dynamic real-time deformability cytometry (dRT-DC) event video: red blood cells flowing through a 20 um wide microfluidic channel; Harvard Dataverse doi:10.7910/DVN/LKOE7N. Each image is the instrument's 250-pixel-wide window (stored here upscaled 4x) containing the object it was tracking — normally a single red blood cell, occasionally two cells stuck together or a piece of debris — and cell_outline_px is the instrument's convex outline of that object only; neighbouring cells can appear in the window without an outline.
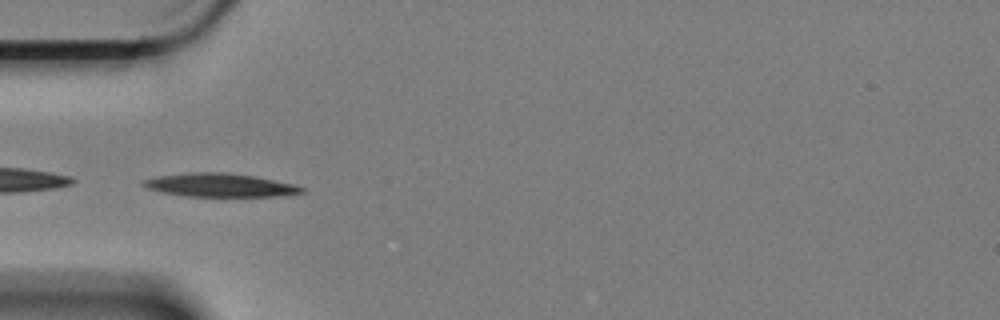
{"species": "Egyptian fruit bat (a non-hibernating species)", "species_latin": "Rousettus aegyptiacus", "temperature_condition": "cold", "stored_images_in_passage": 42, "camera_frame_rate_fps": 3000, "um_per_image_px": 0.085, "animal": {"sex": "female"}, "frame": {"image": 1, "passage_image": 1, "time_ms": 0.0, "image_size_px": [1000, 320], "cell_outline_px": [[304, 192], [288, 196], [184, 196], [160, 192], [148, 188], [140, 184], [144, 180], [156, 176], [192, 172], [224, 172], [252, 176], [296, 184], [304, 188]], "centroid_in_image_um": [18.7, 15.74], "position_along_channel_um": 66.3, "area_um2": 21.68}}
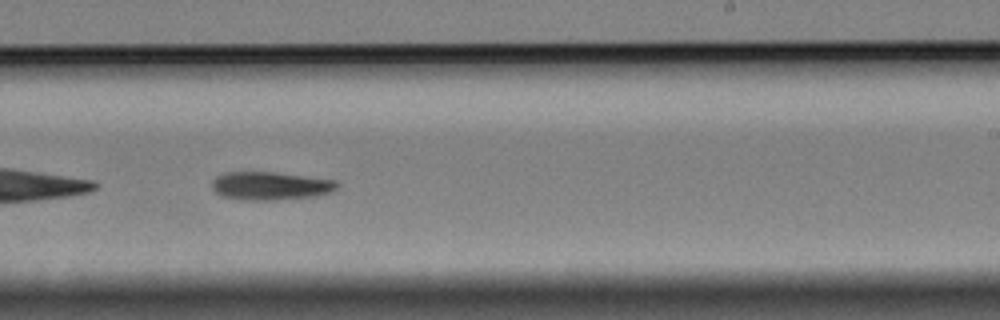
{"frame": {"image": 2, "passage_image": 19, "time_ms": 6.0, "image_size_px": [1000, 320], "cell_outline_px": [[340, 184], [332, 192], [316, 196], [272, 200], [244, 200], [220, 196], [212, 188], [212, 180], [216, 176], [224, 172], [272, 172], [336, 180]], "centroid_in_image_um": [22.97, 15.8], "position_along_channel_um": 266.0, "area_um2": 20.63}}
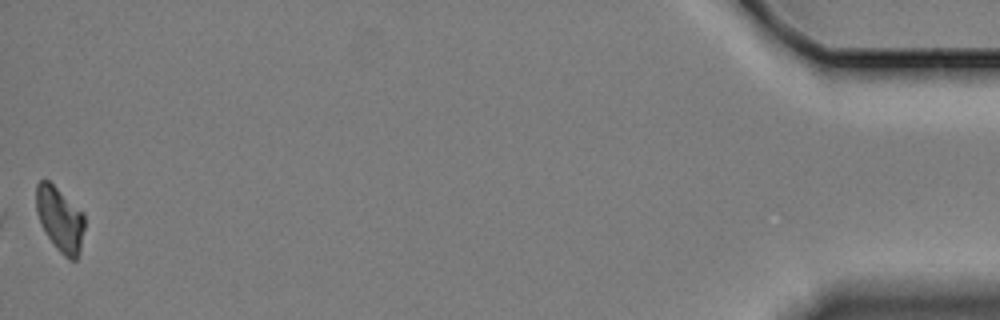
{"frame": {"image": 3, "passage_image": 42, "time_ms": 13.667, "image_size_px": [1000, 320], "cell_outline_px": [[84, 228], [80, 252], [76, 260], [68, 260], [56, 248], [40, 224], [36, 208], [36, 184], [40, 180], [48, 180], [84, 212]], "centroid_in_image_um": [5.11, 18.64], "position_along_channel_um": 430.1, "area_um2": 18.26}, "authors_computed_cell_mechanics": {"area_um2": 20.3456, "velocity_mm_per_s": 3.3323, "shape_relaxation_time_tau1_ms": 2.9911, "shape_relaxation_time_tau2_ms": null, "deformation_change_tau1": 0.1232, "deformation_change_tau2": null}}